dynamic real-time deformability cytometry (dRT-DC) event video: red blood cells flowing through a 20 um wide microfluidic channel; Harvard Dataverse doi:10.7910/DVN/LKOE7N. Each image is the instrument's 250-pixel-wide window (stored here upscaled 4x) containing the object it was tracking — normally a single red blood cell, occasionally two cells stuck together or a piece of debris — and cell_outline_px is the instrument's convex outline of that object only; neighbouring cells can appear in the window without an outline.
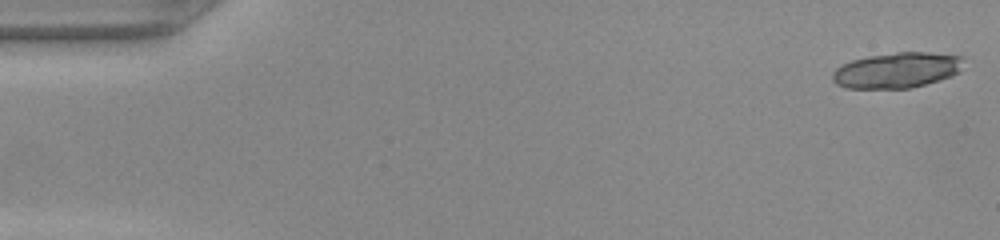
{"species": "common noctule bat (a hibernating species)", "species_latin": "Nyctalus noctula", "temperature_condition": "warm", "stored_images_in_passage": 10, "camera_frame_rate_fps": 3000, "um_per_image_px": 0.085, "animal": {"sex": "female", "body_mass_g": 22.0, "forearm_length_mm": 56.7}, "frame": {"image": 1, "passage_image": 1, "time_ms": 0.0, "image_size_px": [1000, 240], "cell_outline_px": [[964, 56], [960, 72], [952, 76], [940, 80], [912, 88], [848, 88], [836, 84], [832, 80], [832, 72], [836, 68], [852, 60], [868, 56], [896, 52], [924, 52]], "centroid_in_image_um": [76.25, 5.97], "position_along_channel_um": 8.7, "area_um2": 27.22}}